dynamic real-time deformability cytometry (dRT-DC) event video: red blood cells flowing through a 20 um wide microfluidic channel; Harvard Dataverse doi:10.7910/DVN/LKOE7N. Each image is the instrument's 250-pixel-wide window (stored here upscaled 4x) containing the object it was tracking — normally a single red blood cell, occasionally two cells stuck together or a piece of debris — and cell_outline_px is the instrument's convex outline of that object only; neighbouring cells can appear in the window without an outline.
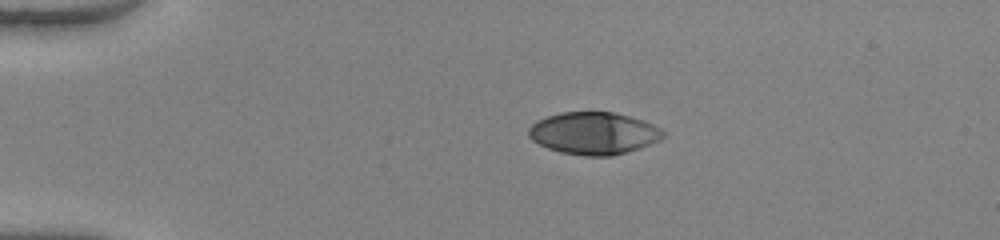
{"species": "human", "species_latin": "Homo sapiens", "temperature_condition": "warm", "stored_images_in_passage": 41, "camera_frame_rate_fps": 3000, "um_per_image_px": 0.085, "donor": {"sex": "female"}, "frame": {"image": 1, "passage_image": 1, "time_ms": 0.0, "image_size_px": [1000, 240], "cell_outline_px": [[664, 136], [660, 140], [640, 148], [612, 156], [584, 156], [560, 152], [548, 148], [532, 140], [528, 136], [528, 128], [536, 120], [560, 112], [612, 112], [632, 116], [644, 120], [660, 128], [664, 132]], "centroid_in_image_um": [50.47, 11.32], "position_along_channel_um": 34.5, "area_um2": 33.29}}
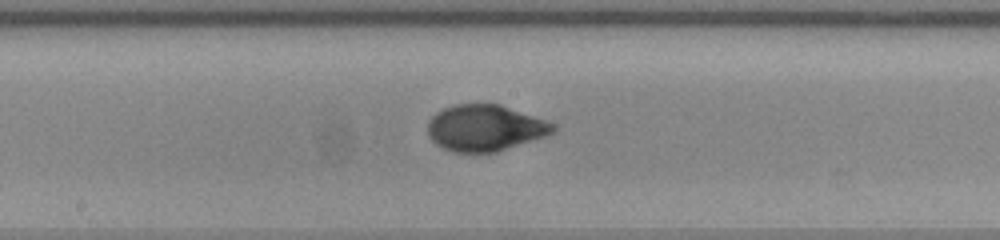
{"frame": {"image": 2, "passage_image": 18, "time_ms": 5.667, "image_size_px": [1000, 240], "cell_outline_px": [[556, 128], [552, 132], [544, 136], [496, 152], [452, 152], [436, 144], [428, 136], [428, 120], [436, 112], [452, 104], [500, 104], [544, 120], [552, 124]], "centroid_in_image_um": [41.16, 10.87], "position_along_channel_um": 207.0, "area_um2": 33.41}}
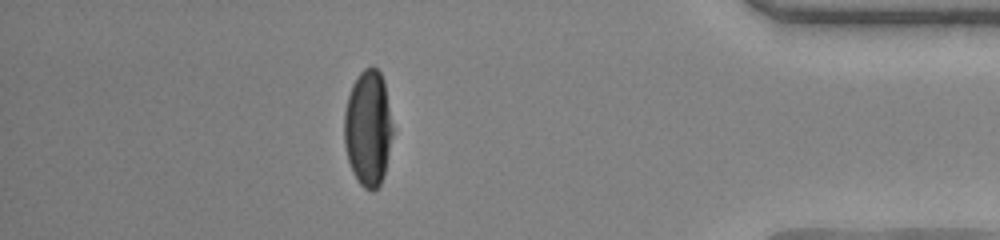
{"frame": {"image": 3, "passage_image": 35, "time_ms": 11.333, "image_size_px": [1000, 240], "cell_outline_px": [[392, 132], [384, 172], [380, 184], [372, 192], [364, 188], [360, 184], [352, 172], [348, 160], [344, 144], [344, 112], [348, 96], [352, 84], [360, 72], [364, 68], [372, 64], [380, 72], [384, 80], [392, 128]], "centroid_in_image_um": [31.25, 10.87], "position_along_channel_um": 403.9, "area_um2": 32.54}, "authors_computed_cell_mechanics": {"area_um2": 33.9864, "velocity_mm_per_s": 4.0933, "shape_relaxation_time_tau1_ms": 3.0284, "shape_relaxation_time_tau2_ms": null, "deformation_change_tau1": 0.2147, "deformation_change_tau2": null}}